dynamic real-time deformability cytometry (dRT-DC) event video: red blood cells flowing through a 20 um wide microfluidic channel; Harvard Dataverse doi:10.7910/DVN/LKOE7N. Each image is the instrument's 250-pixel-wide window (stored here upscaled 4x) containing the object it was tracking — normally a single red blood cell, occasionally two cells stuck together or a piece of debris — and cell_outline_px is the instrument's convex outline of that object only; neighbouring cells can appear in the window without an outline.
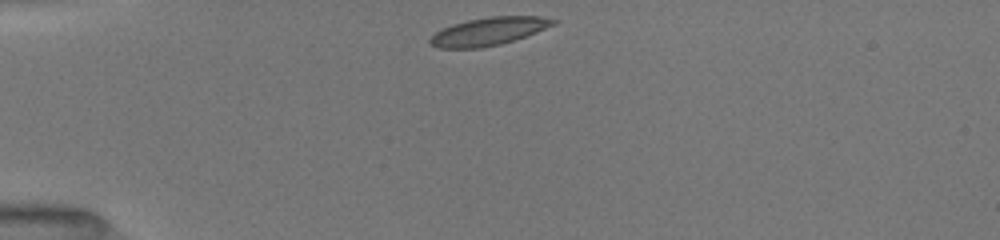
{"species": "common noctule bat (a hibernating species)", "species_latin": "Nyctalus noctula", "temperature_condition": "room temperature", "stored_images_in_passage": 39, "camera_frame_rate_fps": 3000, "um_per_image_px": 0.085, "animal": {"sex": "female", "body_mass_g": 19.5, "forearm_length_mm": 54.1}, "frame": {"image": 1, "passage_image": 1, "time_ms": 0.0, "image_size_px": [1000, 240], "cell_outline_px": [[560, 20], [556, 24], [536, 32], [500, 44], [480, 48], [436, 48], [428, 44], [428, 40], [436, 32], [452, 24], [468, 20], [488, 16], [540, 16]], "centroid_in_image_um": [41.53, 2.66], "position_along_channel_um": 43.5, "area_um2": 20.06}}
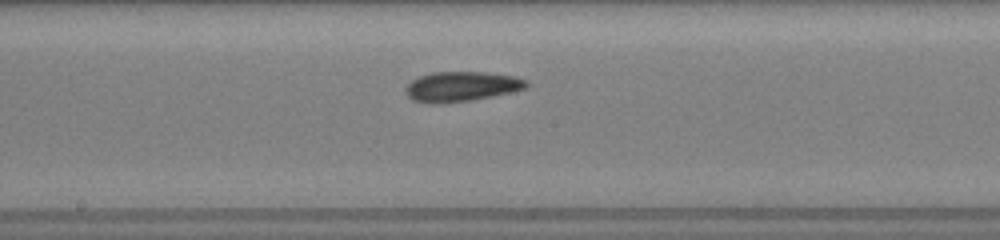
{"frame": {"image": 2, "passage_image": 16, "time_ms": 5.0, "image_size_px": [1000, 240], "cell_outline_px": [[528, 88], [468, 100], [440, 104], [424, 104], [412, 100], [404, 92], [404, 88], [412, 80], [420, 76], [432, 72], [484, 72], [512, 76], [528, 80]], "centroid_in_image_um": [39.15, 7.36], "position_along_channel_um": 209.1, "area_um2": 20.98}}
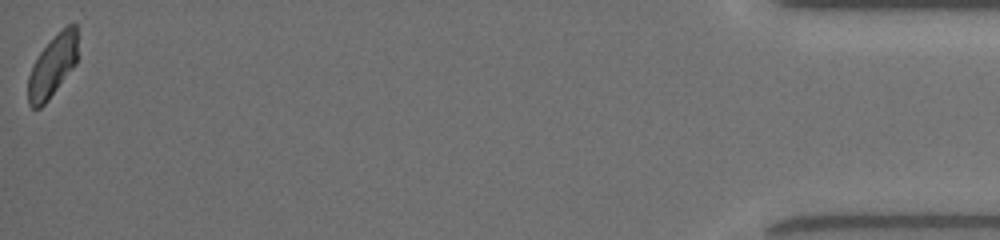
{"frame": {"image": 3, "passage_image": 39, "time_ms": 12.667, "image_size_px": [1000, 240], "cell_outline_px": [[76, 64], [48, 100], [40, 108], [32, 108], [28, 104], [28, 76], [32, 64], [40, 52], [68, 24], [76, 24]], "centroid_in_image_um": [4.43, 5.67], "position_along_channel_um": 430.8, "area_um2": 17.46}, "authors_computed_cell_mechanics": {"area_um2": 20.0566, "velocity_mm_per_s": 4.0148, "shape_relaxation_time_tau1_ms": 4.6363, "shape_relaxation_time_tau2_ms": 2.5526, "deformation_change_tau1": 0.1365, "deformation_change_tau2": 0.0866}}